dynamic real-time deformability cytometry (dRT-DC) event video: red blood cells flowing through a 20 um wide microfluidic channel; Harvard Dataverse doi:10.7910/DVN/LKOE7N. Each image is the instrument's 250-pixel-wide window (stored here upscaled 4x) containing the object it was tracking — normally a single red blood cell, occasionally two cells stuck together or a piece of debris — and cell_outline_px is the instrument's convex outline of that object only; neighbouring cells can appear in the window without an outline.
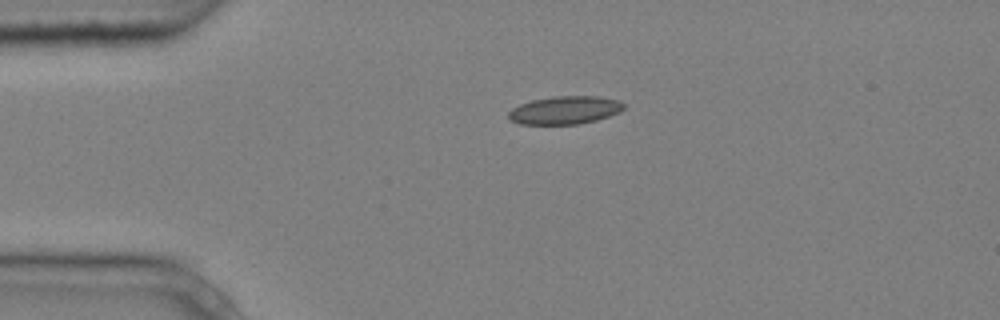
{"species": "common noctule bat (a hibernating species)", "species_latin": "Nyctalus noctula", "temperature_condition": "cold", "stored_images_in_passage": 3, "camera_frame_rate_fps": 3000, "um_per_image_px": 0.085, "animal": {"sex": "male", "body_mass_g": 20.4}, "frame": {"image": 1, "passage_image": 1, "time_ms": 0.0, "image_size_px": [1000, 320], "cell_outline_px": [[624, 108], [620, 112], [596, 120], [580, 124], [520, 124], [512, 120], [508, 116], [508, 112], [512, 108], [520, 104], [532, 100], [552, 96], [600, 96], [620, 100], [624, 104]], "centroid_in_image_um": [48.04, 9.35], "position_along_channel_um": 37.0, "area_um2": 18.9}}